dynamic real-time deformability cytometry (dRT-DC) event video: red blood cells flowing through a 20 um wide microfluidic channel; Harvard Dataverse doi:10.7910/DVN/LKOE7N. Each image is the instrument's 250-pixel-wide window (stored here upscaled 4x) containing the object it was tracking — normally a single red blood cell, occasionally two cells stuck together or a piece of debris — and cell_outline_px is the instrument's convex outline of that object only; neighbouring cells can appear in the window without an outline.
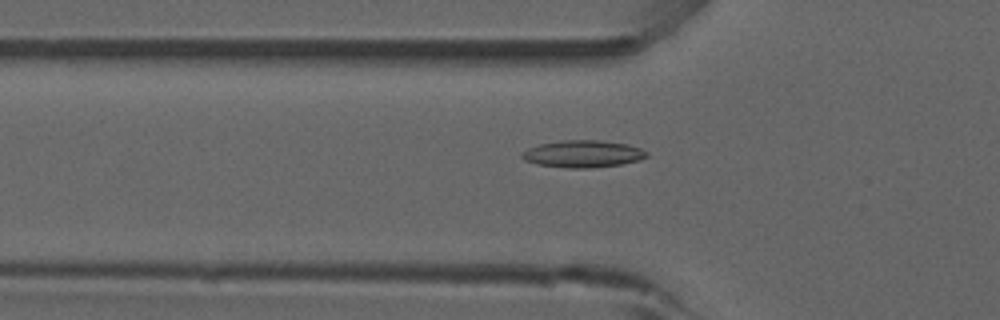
{"species": "common noctule bat (a hibernating species)", "species_latin": "Nyctalus noctula", "temperature_condition": "room temperature", "stored_images_in_passage": 53, "camera_frame_rate_fps": 3000, "um_per_image_px": 0.085, "animal": {"sex": "male", "forearm_length_mm": 52.5}, "frame": {"image": 1, "passage_image": 18, "time_ms": 5.667, "image_size_px": [1000, 320], "cell_outline_px": [[648, 156], [640, 160], [620, 164], [588, 168], [568, 168], [536, 164], [524, 160], [520, 156], [520, 152], [528, 148], [540, 144], [564, 140], [600, 140], [628, 144], [640, 148], [648, 152]], "centroid_in_image_um": [49.53, 13.08], "position_along_channel_um": 76.3, "area_um2": 19.77}}
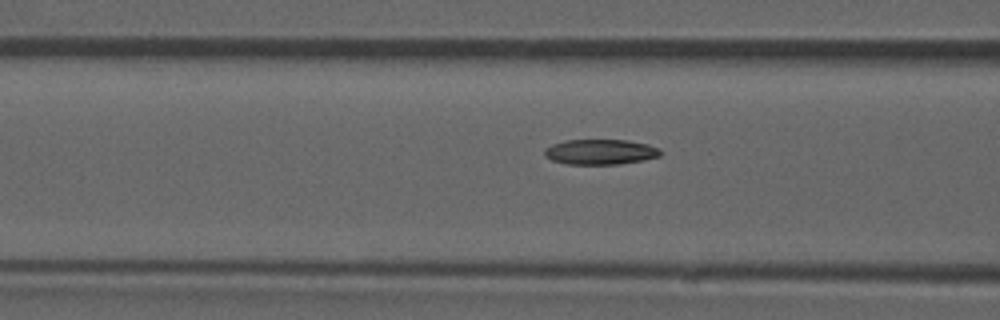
{"frame": {"image": 2, "passage_image": 21, "time_ms": 6.667, "image_size_px": [1000, 320], "cell_outline_px": [[664, 152], [660, 156], [644, 160], [620, 164], [568, 164], [552, 160], [544, 156], [544, 148], [552, 144], [564, 140], [628, 140], [648, 144], [660, 148]], "centroid_in_image_um": [51.06, 12.91], "position_along_channel_um": 115.5, "area_um2": 17.28}}
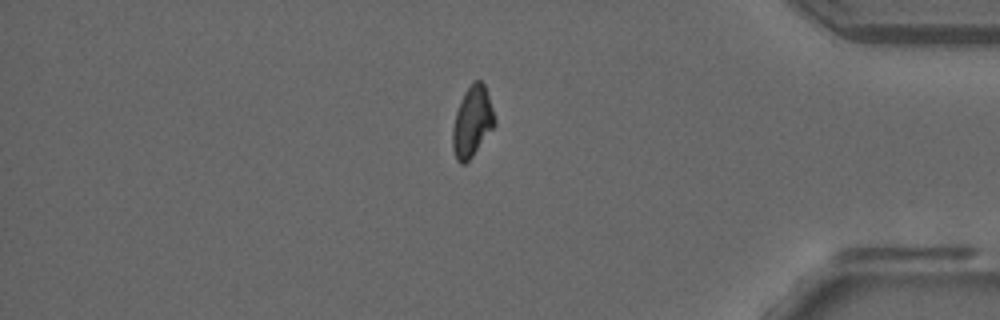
{"frame": {"image": 3, "passage_image": 45, "time_ms": 14.667, "image_size_px": [1000, 320], "cell_outline_px": [[496, 124], [472, 156], [464, 164], [460, 164], [456, 160], [452, 148], [452, 128], [456, 112], [460, 100], [464, 92], [476, 80], [480, 80], [484, 84], [496, 120]], "centroid_in_image_um": [40.12, 10.37], "position_along_channel_um": 395.1, "area_um2": 17.11}, "authors_computed_cell_mechanics": {"area_um2": 17.5712, "velocity_mm_per_s": 3.8675, "shape_relaxation_time_tau1_ms": null, "shape_relaxation_time_tau2_ms": 4.8108, "deformation_change_tau1": null, "deformation_change_tau2": 0.1028}}